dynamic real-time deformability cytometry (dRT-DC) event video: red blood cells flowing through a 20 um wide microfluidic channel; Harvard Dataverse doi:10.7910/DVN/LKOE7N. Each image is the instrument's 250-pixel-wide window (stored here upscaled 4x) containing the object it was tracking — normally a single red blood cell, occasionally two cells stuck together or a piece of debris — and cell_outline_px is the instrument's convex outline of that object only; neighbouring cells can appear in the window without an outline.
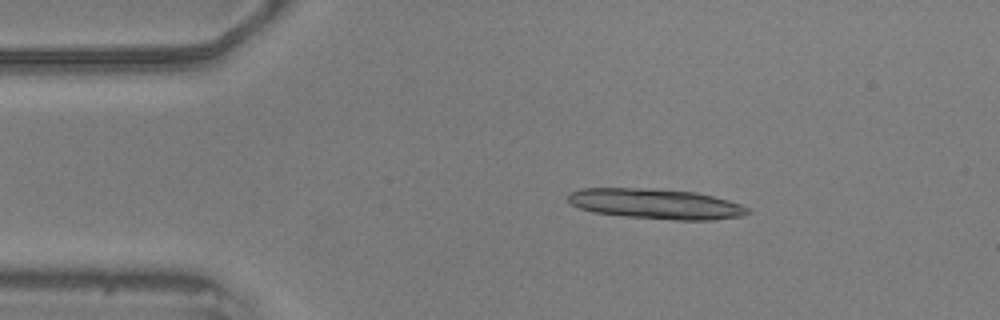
{"species": "common noctule bat (a hibernating species)", "species_latin": "Nyctalus noctula", "temperature_condition": "warm", "stored_images_in_passage": 25, "camera_frame_rate_fps": 3000, "um_per_image_px": 0.085, "animal": {"sex": "male", "body_mass_g": 20.5, "forearm_length_mm": 52.5}, "frame": {"image": 1, "passage_image": 1, "time_ms": 0.0, "image_size_px": [1000, 320], "cell_outline_px": [[752, 212], [744, 216], [716, 220], [676, 220], [624, 216], [596, 212], [580, 208], [572, 204], [568, 200], [568, 192], [580, 188], [652, 188], [696, 192], [728, 200], [740, 204], [748, 208]], "centroid_in_image_um": [55.78, 17.32], "position_along_channel_um": 29.2, "area_um2": 31.79}}
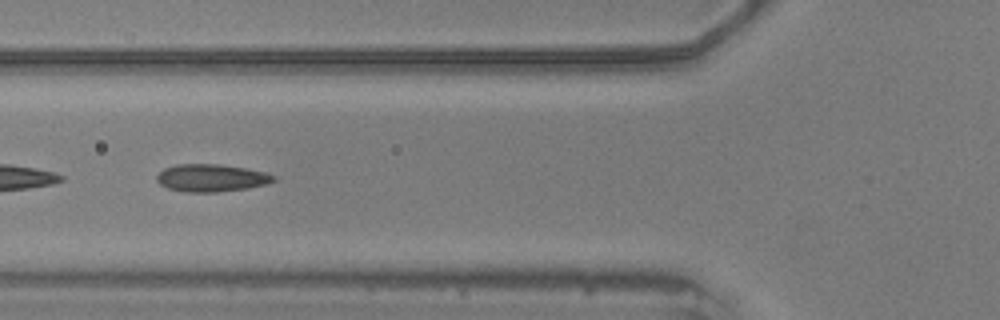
{"frame": {"image": 2, "passage_image": 12, "time_ms": 3.667, "image_size_px": [1000, 320], "cell_outline_px": [[276, 180], [268, 184], [248, 188], [216, 192], [184, 192], [168, 188], [160, 184], [156, 180], [156, 176], [164, 168], [176, 164], [216, 164], [244, 168], [264, 172], [276, 176]], "centroid_in_image_um": [17.96, 15.13], "position_along_channel_um": 107.8, "area_um2": 18.73}}
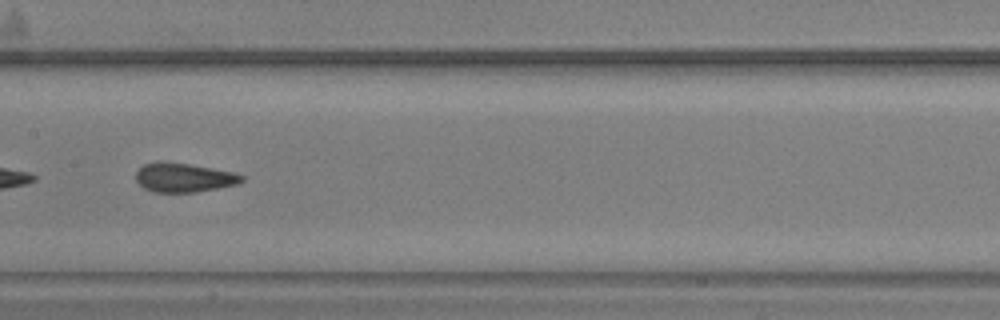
{"frame": {"image": 3, "passage_image": 19, "time_ms": 6.0, "image_size_px": [1000, 320], "cell_outline_px": [[244, 180], [236, 184], [196, 192], [156, 192], [144, 188], [136, 180], [136, 172], [144, 164], [160, 160], [188, 164], [212, 168], [232, 172], [244, 176]], "centroid_in_image_um": [15.59, 15.08], "position_along_channel_um": 191.8, "area_um2": 17.8}}